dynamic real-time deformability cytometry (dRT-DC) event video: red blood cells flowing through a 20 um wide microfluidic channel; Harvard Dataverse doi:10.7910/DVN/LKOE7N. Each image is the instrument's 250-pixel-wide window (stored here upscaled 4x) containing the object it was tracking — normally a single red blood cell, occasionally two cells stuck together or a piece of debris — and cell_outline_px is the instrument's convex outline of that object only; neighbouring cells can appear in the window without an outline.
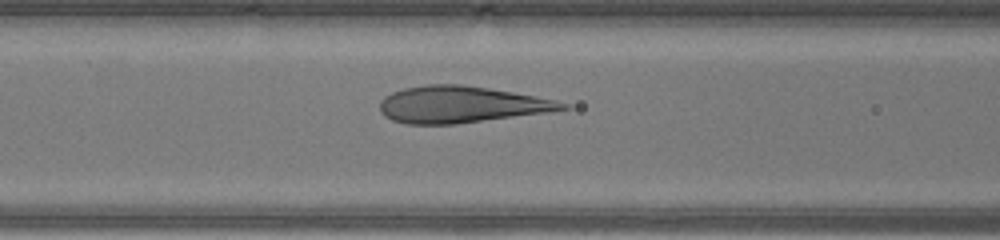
{"species": "human", "species_latin": "Homo sapiens", "temperature_condition": "warm", "stored_images_in_passage": 26, "camera_frame_rate_fps": 3000, "um_per_image_px": 0.085, "donor": {"sex": "male"}, "frame": {"image": 1, "passage_image": 7, "time_ms": 2.0, "image_size_px": [1000, 240], "cell_outline_px": [[572, 108], [552, 112], [456, 124], [404, 124], [392, 120], [384, 116], [380, 112], [380, 100], [384, 96], [392, 92], [404, 88], [424, 84], [460, 84], [488, 88], [536, 96], [556, 100], [568, 104]], "centroid_in_image_um": [39.19, 8.89], "position_along_channel_um": 127.4, "area_um2": 39.3}}
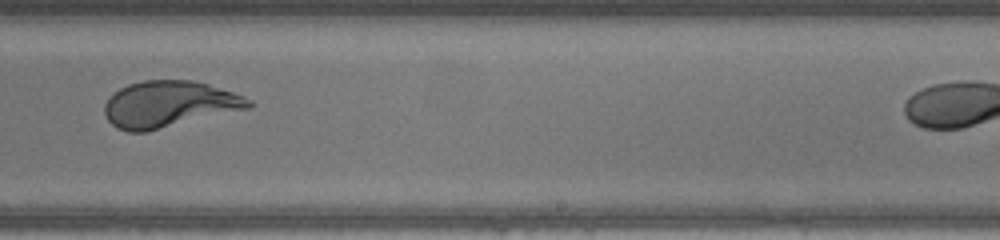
{"frame": {"image": 2, "passage_image": 17, "time_ms": 5.333, "image_size_px": [1000, 240], "cell_outline_px": [[256, 104], [252, 108], [148, 132], [128, 132], [116, 128], [108, 120], [104, 112], [104, 104], [112, 92], [128, 84], [144, 80], [192, 80], [208, 84], [244, 96], [252, 100]], "centroid_in_image_um": [14.39, 8.87], "position_along_channel_um": 274.6, "area_um2": 39.54}}
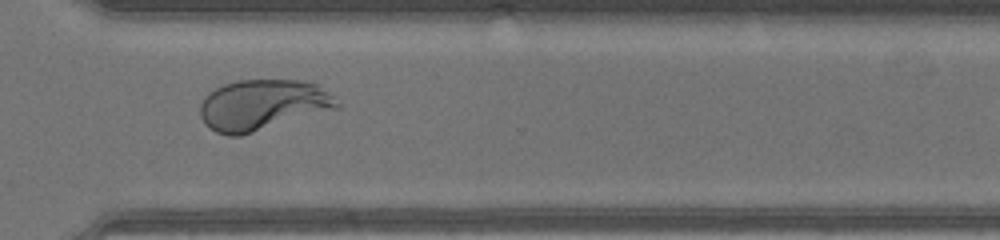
{"frame": {"image": 3, "passage_image": 22, "time_ms": 7.0, "image_size_px": [1000, 240], "cell_outline_px": [[340, 104], [336, 108], [240, 136], [228, 136], [216, 132], [208, 128], [200, 116], [200, 104], [204, 96], [208, 92], [224, 84], [236, 80], [312, 80], [320, 84]], "centroid_in_image_um": [22.29, 8.9], "position_along_channel_um": 348.3, "area_um2": 40.52}}